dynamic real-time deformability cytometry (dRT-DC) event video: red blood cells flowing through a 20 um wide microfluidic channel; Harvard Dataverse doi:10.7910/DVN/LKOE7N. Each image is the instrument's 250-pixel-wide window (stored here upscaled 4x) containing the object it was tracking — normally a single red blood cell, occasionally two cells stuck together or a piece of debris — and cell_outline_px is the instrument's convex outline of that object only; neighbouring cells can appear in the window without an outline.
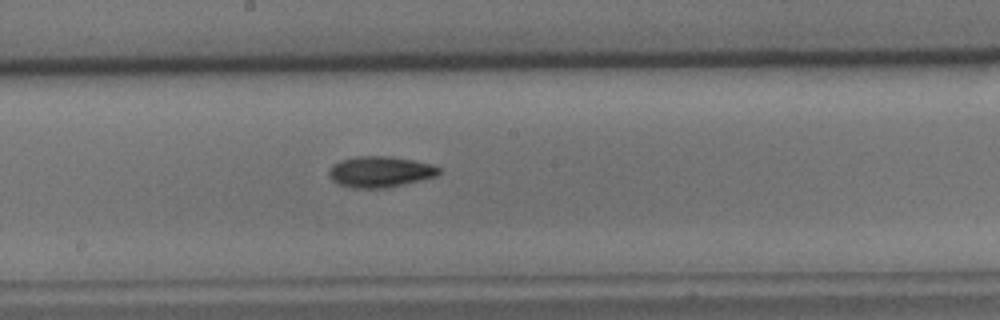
{"species": "common noctule bat (a hibernating species)", "species_latin": "Nyctalus noctula", "temperature_condition": "cold", "stored_images_in_passage": 42, "segment_of_instrument_passage": [1, 2], "camera_frame_rate_fps": 3000, "um_per_image_px": 0.085, "animal": {"sex": "male", "body_mass_g": 15.6}, "frame": {"image": 1, "passage_image": 16, "time_ms": 5.0, "image_size_px": [1000, 320], "cell_outline_px": [[440, 172], [436, 176], [388, 188], [352, 188], [340, 184], [332, 180], [328, 176], [328, 168], [332, 164], [340, 160], [356, 156], [392, 156], [432, 164], [440, 168]], "centroid_in_image_um": [32.27, 14.59], "position_along_channel_um": 215.9, "area_um2": 20.0}}
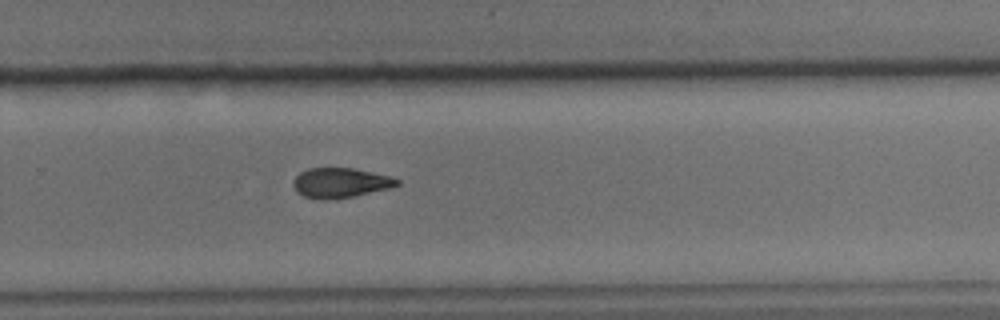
{"frame": {"image": 2, "passage_image": 23, "time_ms": 7.333, "image_size_px": [1000, 320], "cell_outline_px": [[400, 184], [388, 188], [352, 196], [304, 196], [292, 184], [292, 180], [300, 172], [308, 168], [352, 168], [392, 176], [400, 180]], "centroid_in_image_um": [28.99, 15.47], "position_along_channel_um": 300.8, "area_um2": 17.11}}
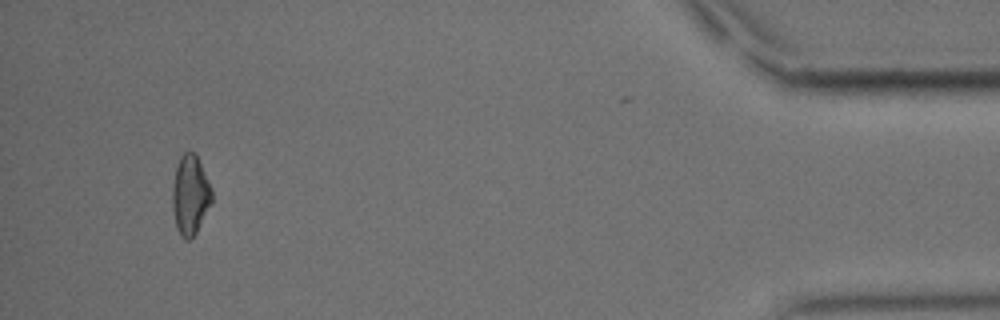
{"frame": {"image": 3, "passage_image": 38, "time_ms": 12.333, "image_size_px": [1000, 320], "cell_outline_px": [[212, 204], [196, 232], [188, 240], [184, 240], [176, 228], [172, 208], [172, 188], [176, 168], [180, 156], [184, 152], [196, 152], [208, 180], [212, 192]], "centroid_in_image_um": [16.17, 16.57], "position_along_channel_um": 419.0, "area_um2": 18.38}}